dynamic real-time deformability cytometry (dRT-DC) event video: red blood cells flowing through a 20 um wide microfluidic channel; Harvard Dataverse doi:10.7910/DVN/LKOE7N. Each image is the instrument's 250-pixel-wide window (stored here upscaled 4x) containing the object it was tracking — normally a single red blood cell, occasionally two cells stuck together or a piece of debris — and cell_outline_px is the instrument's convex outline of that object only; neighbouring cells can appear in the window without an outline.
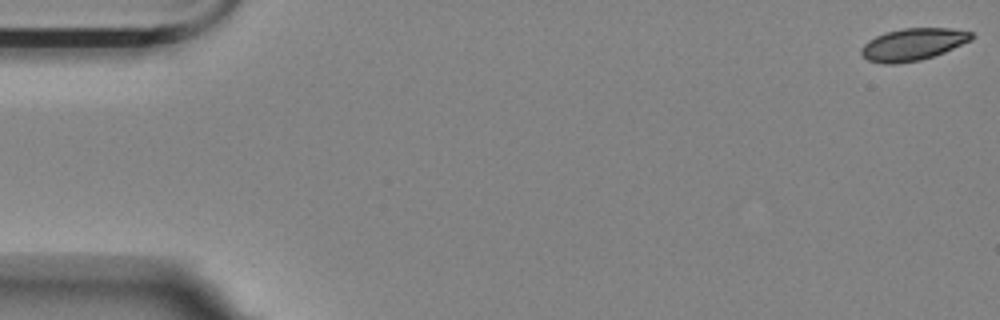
{"species": "Egyptian fruit bat (a non-hibernating species)", "species_latin": "Rousettus aegyptiacus", "temperature_condition": "room temperature", "stored_images_in_passage": 11, "camera_frame_rate_fps": 3000, "um_per_image_px": 0.085, "animal": {"sex": "female"}, "frame": {"image": 1, "passage_image": 1, "time_ms": 0.0, "image_size_px": [1000, 320], "cell_outline_px": [[976, 36], [972, 40], [944, 52], [920, 60], [896, 64], [884, 64], [868, 60], [860, 52], [860, 48], [868, 40], [884, 32], [904, 28], [948, 28], [972, 32]], "centroid_in_image_um": [77.6, 3.77], "position_along_channel_um": 7.4, "area_um2": 20.69}}